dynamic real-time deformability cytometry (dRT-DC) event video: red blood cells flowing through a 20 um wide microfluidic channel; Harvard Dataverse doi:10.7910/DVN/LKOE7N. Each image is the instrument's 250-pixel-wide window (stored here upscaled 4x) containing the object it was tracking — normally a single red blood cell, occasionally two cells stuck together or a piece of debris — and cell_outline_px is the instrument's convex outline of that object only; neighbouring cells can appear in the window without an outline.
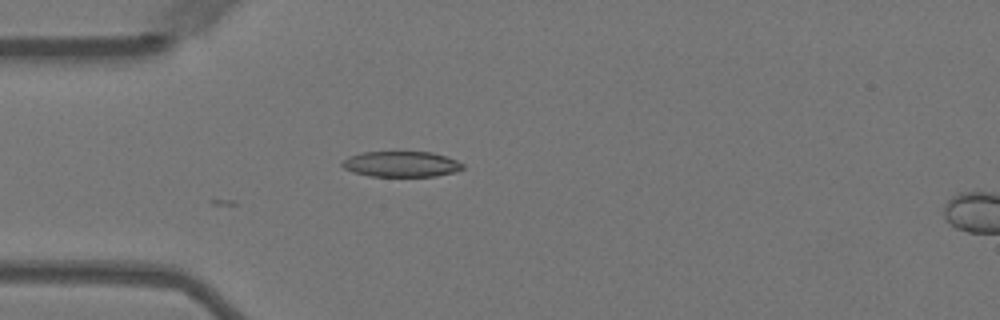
{"species": "Egyptian fruit bat (a non-hibernating species)", "species_latin": "Rousettus aegyptiacus", "temperature_condition": "warm", "stored_images_in_passage": 3, "camera_frame_rate_fps": 3000, "um_per_image_px": 0.085, "animal": {"sex": "female"}, "frame": {"image": 1, "passage_image": 3, "time_ms": 0.667, "image_size_px": [1000, 320], "cell_outline_px": [[464, 168], [456, 172], [436, 176], [368, 176], [352, 172], [344, 168], [340, 164], [348, 156], [364, 152], [432, 152], [456, 160], [464, 164]], "centroid_in_image_um": [34.1, 13.95], "position_along_channel_um": 50.9, "area_um2": 18.03}}